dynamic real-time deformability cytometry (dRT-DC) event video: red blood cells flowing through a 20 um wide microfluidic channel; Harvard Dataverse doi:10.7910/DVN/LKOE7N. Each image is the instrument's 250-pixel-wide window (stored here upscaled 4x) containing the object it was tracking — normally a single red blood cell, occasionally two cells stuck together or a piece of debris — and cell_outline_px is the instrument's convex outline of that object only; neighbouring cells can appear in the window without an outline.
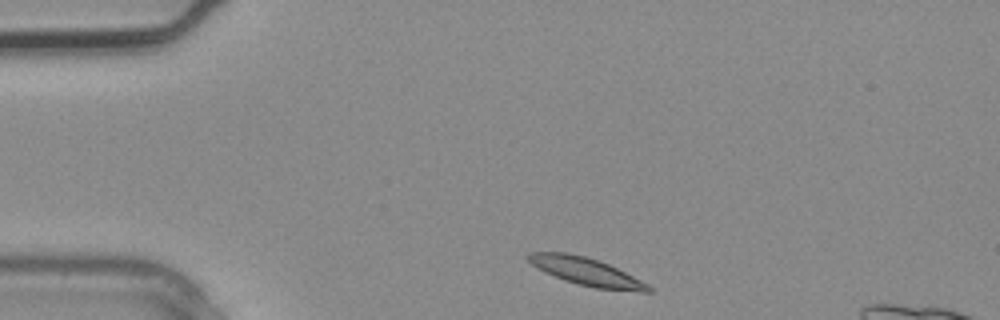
{"species": "common noctule bat (a hibernating species)", "species_latin": "Nyctalus noctula", "temperature_condition": "warm", "stored_images_in_passage": 2, "camera_frame_rate_fps": 3000, "um_per_image_px": 0.085, "animal": {"sex": "male", "body_mass_g": 20.4}, "frame": {"image": 1, "passage_image": 1, "time_ms": 0.0, "image_size_px": [1000, 320], "cell_outline_px": [[652, 292], [640, 292], [596, 288], [576, 284], [564, 280], [532, 264], [524, 256], [528, 252], [568, 252], [584, 256], [608, 264], [648, 284], [652, 288]], "centroid_in_image_um": [49.84, 23.08], "position_along_channel_um": 35.2, "area_um2": 19.13}}